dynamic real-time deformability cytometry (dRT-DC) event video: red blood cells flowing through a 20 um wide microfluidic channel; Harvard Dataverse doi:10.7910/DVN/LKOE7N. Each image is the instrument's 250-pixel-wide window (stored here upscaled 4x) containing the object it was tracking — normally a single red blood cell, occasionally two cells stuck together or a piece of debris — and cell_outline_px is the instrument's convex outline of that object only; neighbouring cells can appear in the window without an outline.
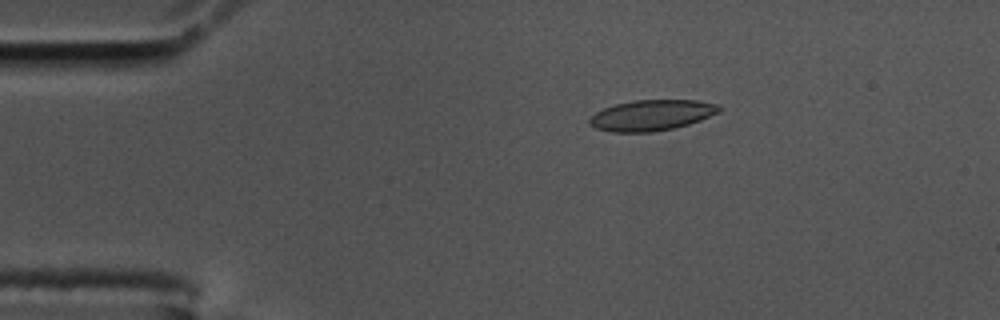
{"species": "common noctule bat (a hibernating species)", "species_latin": "Nyctalus noctula", "temperature_condition": "cold", "stored_images_in_passage": 52, "camera_frame_rate_fps": 3000, "um_per_image_px": 0.085, "animal": {"sex": "male", "body_mass_g": 17.5, "forearm_length_mm": 52.3}, "frame": {"image": 1, "passage_image": 4, "time_ms": 1.0, "image_size_px": [1000, 320], "cell_outline_px": [[720, 112], [700, 120], [688, 124], [672, 128], [652, 132], [612, 132], [596, 128], [588, 124], [588, 120], [596, 112], [604, 108], [616, 104], [632, 100], [696, 100], [720, 104]], "centroid_in_image_um": [55.39, 9.79], "position_along_channel_um": 29.6, "area_um2": 23.18}}
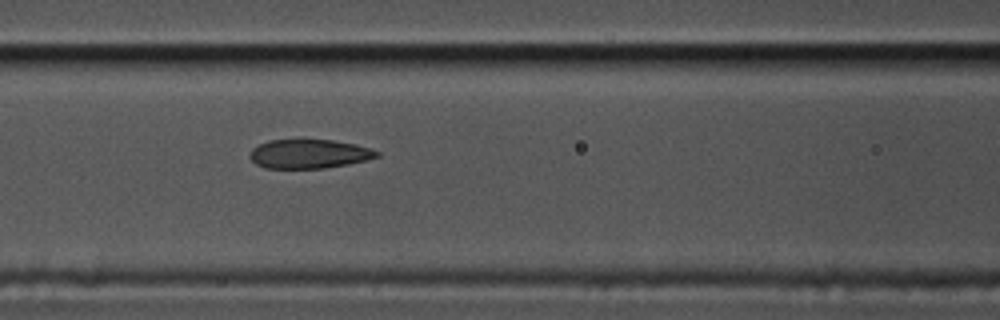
{"frame": {"image": 2, "passage_image": 18, "time_ms": 5.667, "image_size_px": [1000, 320], "cell_outline_px": [[380, 156], [348, 164], [324, 168], [264, 168], [256, 164], [248, 156], [252, 148], [268, 140], [332, 140], [356, 144], [372, 148], [380, 152]], "centroid_in_image_um": [26.27, 13.08], "position_along_channel_um": 140.3, "area_um2": 21.5}}
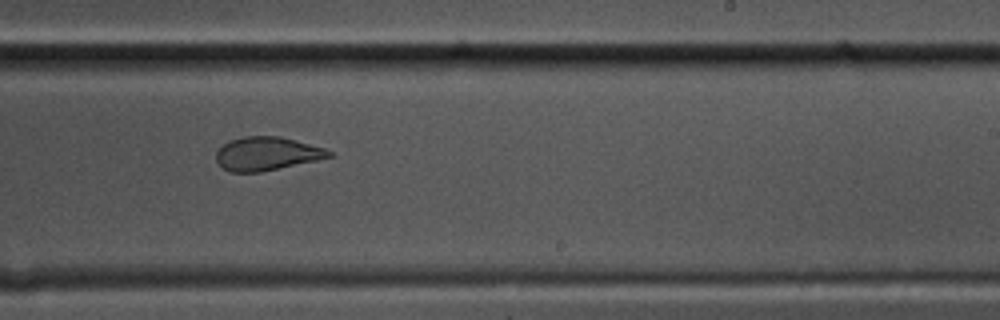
{"frame": {"image": 3, "passage_image": 29, "time_ms": 9.333, "image_size_px": [1000, 320], "cell_outline_px": [[332, 156], [316, 160], [260, 172], [228, 172], [216, 160], [216, 152], [228, 140], [244, 136], [280, 136], [296, 140], [324, 148], [332, 152]], "centroid_in_image_um": [22.65, 13.05], "position_along_channel_um": 266.3, "area_um2": 21.85}, "authors_computed_cell_mechanics": {"area_um2": 23.5246, "velocity_mm_per_s": 3.4431, "shape_relaxation_time_tau1_ms": null, "shape_relaxation_time_tau2_ms": 1.4579, "deformation_change_tau1": null, "deformation_change_tau2": 0.056}}